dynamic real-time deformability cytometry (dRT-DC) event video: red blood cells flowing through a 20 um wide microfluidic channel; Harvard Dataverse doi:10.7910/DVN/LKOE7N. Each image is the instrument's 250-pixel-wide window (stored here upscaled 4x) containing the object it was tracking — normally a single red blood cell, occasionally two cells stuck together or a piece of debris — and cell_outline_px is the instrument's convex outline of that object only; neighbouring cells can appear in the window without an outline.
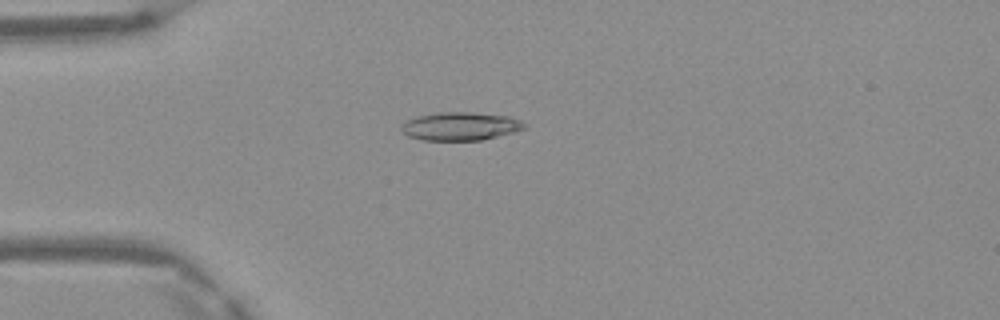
{"species": "Egyptian fruit bat (a non-hibernating species)", "species_latin": "Rousettus aegyptiacus", "temperature_condition": "warm", "stored_images_in_passage": 2, "camera_frame_rate_fps": 3000, "um_per_image_px": 0.085, "frame": {"image": 1, "passage_image": 2, "time_ms": 0.333, "image_size_px": [1000, 320], "cell_outline_px": [[528, 124], [524, 128], [512, 132], [480, 140], [424, 140], [408, 136], [400, 128], [400, 124], [416, 116], [440, 112], [472, 112], [508, 116], [520, 120]], "centroid_in_image_um": [39.11, 10.72], "position_along_channel_um": 45.9, "area_um2": 20.11}}